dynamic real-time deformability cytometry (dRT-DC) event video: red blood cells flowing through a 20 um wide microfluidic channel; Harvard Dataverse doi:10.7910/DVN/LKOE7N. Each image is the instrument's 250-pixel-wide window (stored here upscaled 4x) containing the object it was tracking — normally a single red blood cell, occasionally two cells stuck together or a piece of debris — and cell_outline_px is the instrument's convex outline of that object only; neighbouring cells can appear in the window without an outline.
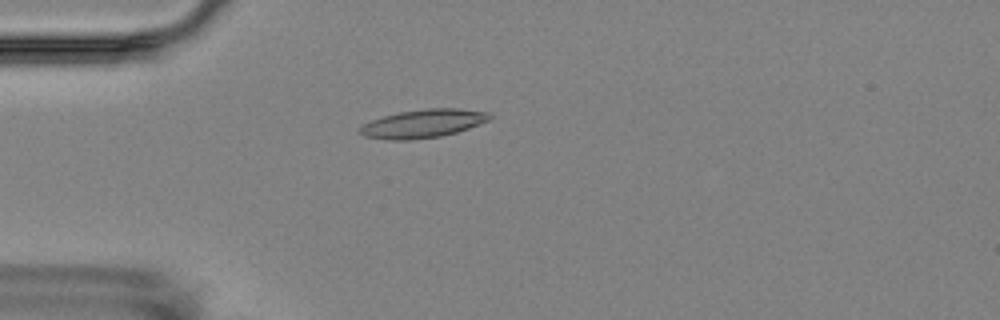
{"species": "Egyptian fruit bat (a non-hibernating species)", "species_latin": "Rousettus aegyptiacus", "temperature_condition": "room temperature", "stored_images_in_passage": 1, "camera_frame_rate_fps": 3000, "um_per_image_px": 0.085, "animal": {"sex": "female"}, "frame": {"image": 1, "passage_image": 1, "time_ms": 0.0, "image_size_px": [1000, 320], "cell_outline_px": [[492, 120], [456, 132], [440, 136], [412, 140], [392, 140], [364, 136], [360, 132], [360, 128], [364, 124], [372, 120], [384, 116], [400, 112], [424, 108], [460, 108], [492, 112]], "centroid_in_image_um": [36.04, 10.49], "position_along_channel_um": 49.0, "area_um2": 21.5}}